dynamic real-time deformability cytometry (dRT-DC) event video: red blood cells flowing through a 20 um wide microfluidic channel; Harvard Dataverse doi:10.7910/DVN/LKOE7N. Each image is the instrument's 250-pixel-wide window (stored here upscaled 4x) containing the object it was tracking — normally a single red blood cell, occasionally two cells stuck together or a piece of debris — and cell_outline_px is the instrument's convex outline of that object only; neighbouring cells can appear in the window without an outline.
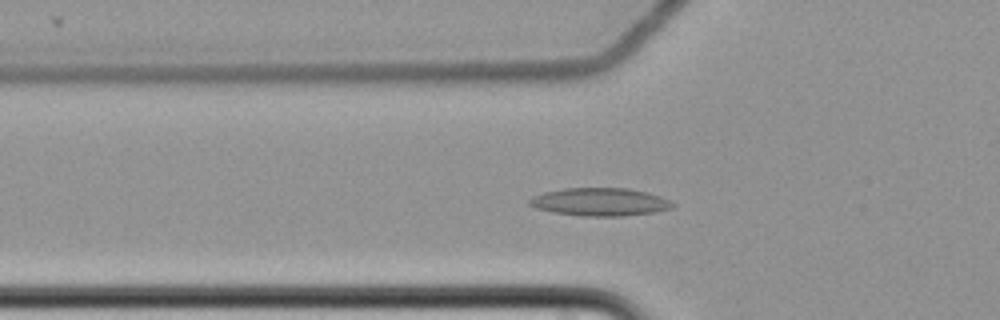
{"species": "common noctule bat (a hibernating species)", "species_latin": "Nyctalus noctula", "temperature_condition": "cold", "stored_images_in_passage": 63, "camera_frame_rate_fps": 3000, "um_per_image_px": 0.085, "animal": {"sex": "female", "body_mass_g": 22.7, "forearm_length_mm": 54.2}, "frame": {"image": 1, "passage_image": 23, "time_ms": 7.333, "image_size_px": [1000, 320], "cell_outline_px": [[672, 208], [656, 212], [624, 216], [584, 216], [552, 212], [536, 208], [528, 204], [528, 200], [532, 196], [544, 192], [564, 188], [628, 188], [648, 192], [660, 196], [668, 200], [672, 204]], "centroid_in_image_um": [50.97, 17.16], "position_along_channel_um": 74.8, "area_um2": 23.35}}
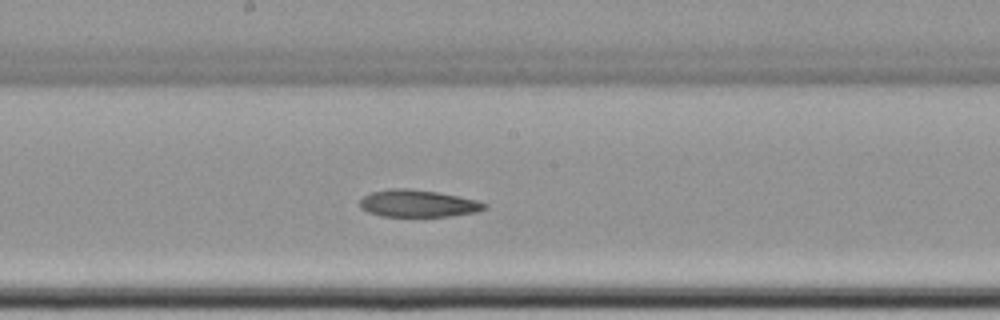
{"frame": {"image": 2, "passage_image": 35, "time_ms": 11.333, "image_size_px": [1000, 320], "cell_outline_px": [[488, 208], [476, 212], [448, 216], [380, 216], [368, 212], [360, 208], [360, 200], [364, 196], [372, 192], [388, 188], [408, 188], [436, 192], [476, 200], [488, 204]], "centroid_in_image_um": [35.51, 17.29], "position_along_channel_um": 212.7, "area_um2": 19.65}}
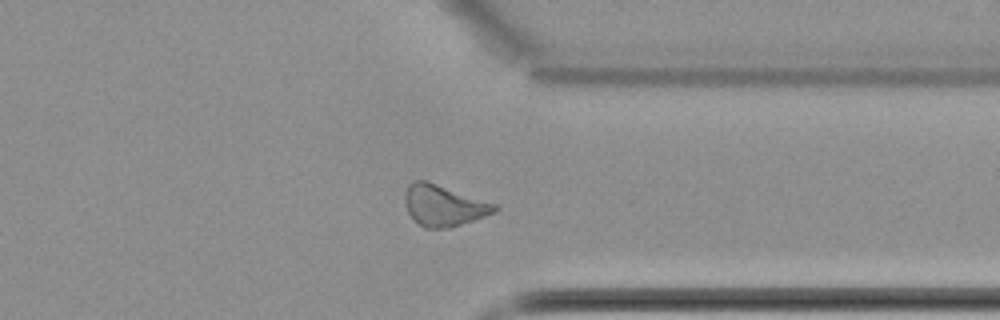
{"frame": {"image": 3, "passage_image": 49, "time_ms": 16.0, "image_size_px": [1000, 320], "cell_outline_px": [[500, 208], [496, 212], [452, 228], [424, 228], [408, 212], [404, 204], [404, 192], [408, 184], [412, 180], [424, 180], [496, 204]], "centroid_in_image_um": [37.7, 17.47], "position_along_channel_um": 373.7, "area_um2": 21.44}, "authors_computed_cell_mechanics": {"area_um2": 22.1374, "velocity_mm_per_s": 3.4658, "shape_relaxation_time_tau1_ms": null, "shape_relaxation_time_tau2_ms": 6.4477, "deformation_change_tau1": null, "deformation_change_tau2": 0.1328}}